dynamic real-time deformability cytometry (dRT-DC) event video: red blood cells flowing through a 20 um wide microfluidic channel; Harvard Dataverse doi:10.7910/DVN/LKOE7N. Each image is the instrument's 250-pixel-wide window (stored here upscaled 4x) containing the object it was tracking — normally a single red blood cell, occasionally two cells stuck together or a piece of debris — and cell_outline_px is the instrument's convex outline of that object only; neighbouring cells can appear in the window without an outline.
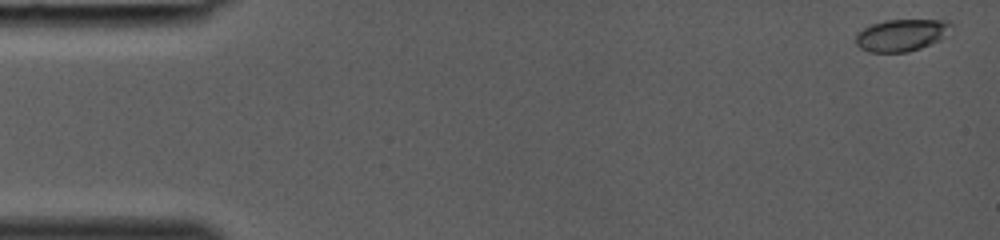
{"species": "common noctule bat (a hibernating species)", "species_latin": "Nyctalus noctula", "temperature_condition": "room temperature", "stored_images_in_passage": 38, "camera_frame_rate_fps": 3000, "um_per_image_px": 0.085, "animal": {"sex": "female", "body_mass_g": 19.0, "forearm_length_mm": 53.3}, "frame": {"image": 1, "passage_image": 1, "time_ms": 0.0, "image_size_px": [1000, 240], "cell_outline_px": [[952, 24], [944, 36], [940, 40], [920, 48], [908, 52], [868, 52], [860, 48], [856, 44], [856, 36], [864, 28], [872, 24], [884, 20], [948, 20]], "centroid_in_image_um": [76.61, 2.99], "position_along_channel_um": 8.4, "area_um2": 17.63}}
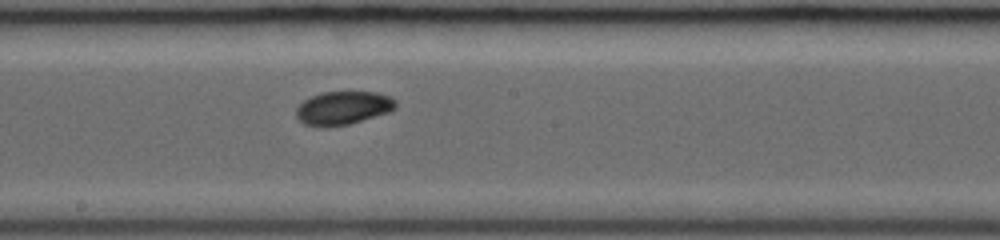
{"frame": {"image": 2, "passage_image": 22, "time_ms": 7.0, "image_size_px": [1000, 240], "cell_outline_px": [[396, 108], [392, 112], [348, 124], [328, 128], [320, 128], [304, 124], [296, 116], [296, 108], [304, 100], [312, 96], [324, 92], [376, 92], [392, 96], [396, 100]], "centroid_in_image_um": [29.19, 9.19], "position_along_channel_um": 219.0, "area_um2": 19.71}}
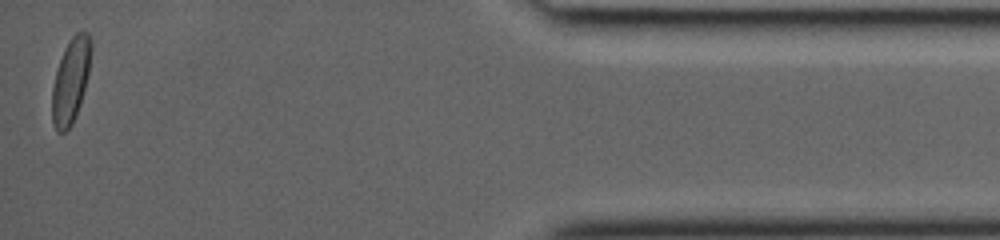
{"frame": {"image": 3, "passage_image": 38, "time_ms": 12.333, "image_size_px": [1000, 240], "cell_outline_px": [[92, 48], [88, 72], [80, 104], [72, 124], [64, 132], [56, 132], [52, 124], [52, 88], [56, 72], [60, 60], [68, 40], [76, 32], [88, 32], [92, 44]], "centroid_in_image_um": [6.0, 6.85], "position_along_channel_um": 429.2, "area_um2": 19.07}}